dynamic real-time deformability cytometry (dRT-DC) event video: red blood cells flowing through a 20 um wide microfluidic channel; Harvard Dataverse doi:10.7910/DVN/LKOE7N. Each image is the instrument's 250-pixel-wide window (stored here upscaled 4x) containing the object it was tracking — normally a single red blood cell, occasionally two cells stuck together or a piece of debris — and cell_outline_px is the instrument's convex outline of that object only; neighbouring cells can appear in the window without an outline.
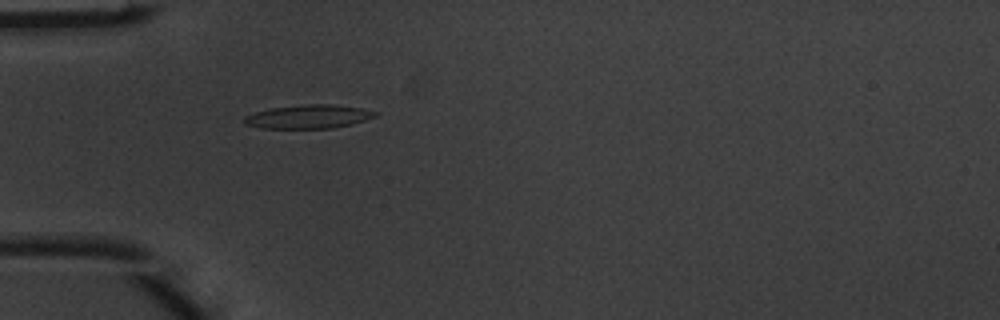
{"species": "common noctule bat (a hibernating species)", "species_latin": "Nyctalus noctula", "temperature_condition": "warm", "stored_images_in_passage": 2, "camera_frame_rate_fps": 3000, "um_per_image_px": 0.085, "animal": {"sex": "male", "body_mass_g": 20.1, "forearm_length_mm": 53.5}, "frame": {"image": 1, "passage_image": 2, "time_ms": 0.333, "image_size_px": [1000, 320], "cell_outline_px": [[376, 116], [352, 124], [332, 128], [260, 128], [244, 124], [244, 116], [256, 112], [272, 108], [304, 104], [332, 104], [360, 108], [376, 112]], "centroid_in_image_um": [26.19, 9.91], "position_along_channel_um": 58.8, "area_um2": 17.86}}